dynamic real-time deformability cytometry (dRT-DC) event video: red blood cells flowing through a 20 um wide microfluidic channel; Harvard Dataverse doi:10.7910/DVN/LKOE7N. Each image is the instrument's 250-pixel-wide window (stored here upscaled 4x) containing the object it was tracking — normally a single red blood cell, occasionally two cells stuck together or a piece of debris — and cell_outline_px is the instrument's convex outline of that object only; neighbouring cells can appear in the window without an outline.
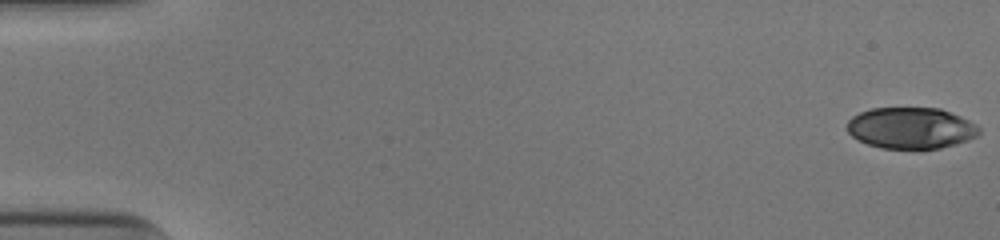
{"species": "human", "species_latin": "Homo sapiens", "temperature_condition": "cold", "stored_images_in_passage": 43, "camera_frame_rate_fps": 3000, "um_per_image_px": 0.085, "donor": {"sex": "male"}, "frame": {"image": 1, "passage_image": 1, "time_ms": 0.0, "image_size_px": [1000, 240], "cell_outline_px": [[980, 132], [976, 136], [968, 140], [940, 148], [884, 148], [868, 144], [852, 136], [848, 132], [848, 120], [852, 116], [860, 112], [872, 108], [940, 108], [960, 116], [976, 124], [980, 128]], "centroid_in_image_um": [77.44, 10.87], "position_along_channel_um": 7.6, "area_um2": 31.5}}
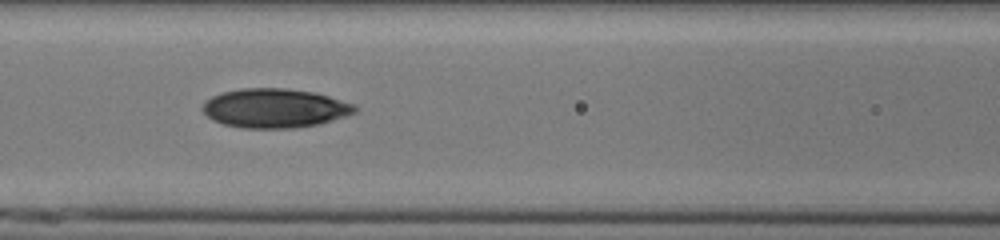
{"frame": {"image": 2, "passage_image": 24, "time_ms": 7.667, "image_size_px": [1000, 240], "cell_outline_px": [[360, 108], [356, 112], [320, 124], [292, 128], [244, 128], [224, 124], [212, 120], [200, 108], [204, 100], [220, 92], [240, 88], [284, 88], [312, 92], [328, 96], [356, 104]], "centroid_in_image_um": [23.33, 9.19], "position_along_channel_um": 143.3, "area_um2": 34.97}}
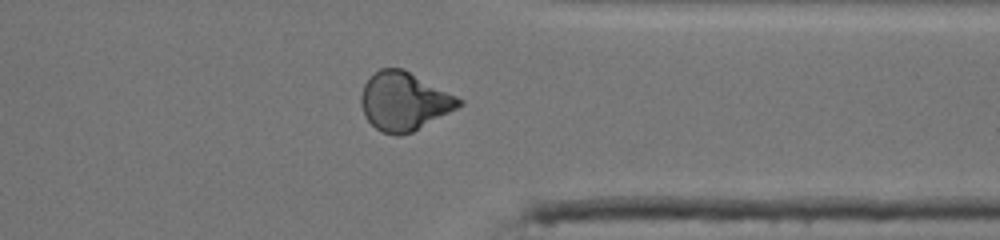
{"frame": {"image": 3, "passage_image": 42, "time_ms": 13.667, "image_size_px": [1000, 240], "cell_outline_px": [[464, 104], [412, 132], [400, 136], [396, 136], [380, 132], [364, 116], [360, 104], [360, 96], [364, 84], [380, 68], [404, 68], [464, 100]], "centroid_in_image_um": [34.33, 8.62], "position_along_channel_um": 377.1, "area_um2": 33.29}, "authors_computed_cell_mechanics": {"area_um2": 33.4084, "velocity_mm_per_s": 3.9523, "shape_relaxation_time_tau1_ms": 5.1374, "shape_relaxation_time_tau2_ms": 11.1288, "deformation_change_tau1": 0.1506, "deformation_change_tau2": 0.1732}}